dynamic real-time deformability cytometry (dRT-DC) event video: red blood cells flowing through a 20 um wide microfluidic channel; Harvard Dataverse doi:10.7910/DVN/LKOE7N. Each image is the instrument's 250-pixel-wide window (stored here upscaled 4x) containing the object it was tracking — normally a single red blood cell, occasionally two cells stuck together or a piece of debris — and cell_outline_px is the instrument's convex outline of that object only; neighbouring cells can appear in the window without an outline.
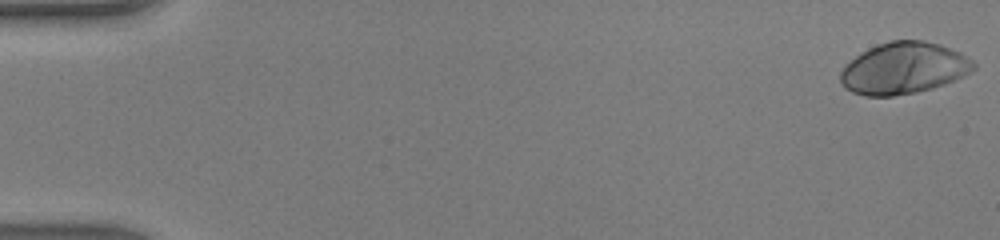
{"species": "human", "species_latin": "Homo sapiens", "temperature_condition": "warm", "stored_images_in_passage": 10, "camera_frame_rate_fps": 3000, "um_per_image_px": 0.085, "donor": {"sex": "male"}, "frame": {"image": 1, "passage_image": 1, "time_ms": 0.0, "image_size_px": [1000, 240], "cell_outline_px": [[976, 68], [944, 84], [932, 88], [916, 92], [892, 96], [864, 96], [852, 92], [844, 88], [840, 80], [840, 72], [860, 52], [876, 44], [888, 40], [924, 40], [940, 44], [960, 52], [972, 60], [976, 64]], "centroid_in_image_um": [76.79, 5.78], "position_along_channel_um": 8.2, "area_um2": 39.94}}